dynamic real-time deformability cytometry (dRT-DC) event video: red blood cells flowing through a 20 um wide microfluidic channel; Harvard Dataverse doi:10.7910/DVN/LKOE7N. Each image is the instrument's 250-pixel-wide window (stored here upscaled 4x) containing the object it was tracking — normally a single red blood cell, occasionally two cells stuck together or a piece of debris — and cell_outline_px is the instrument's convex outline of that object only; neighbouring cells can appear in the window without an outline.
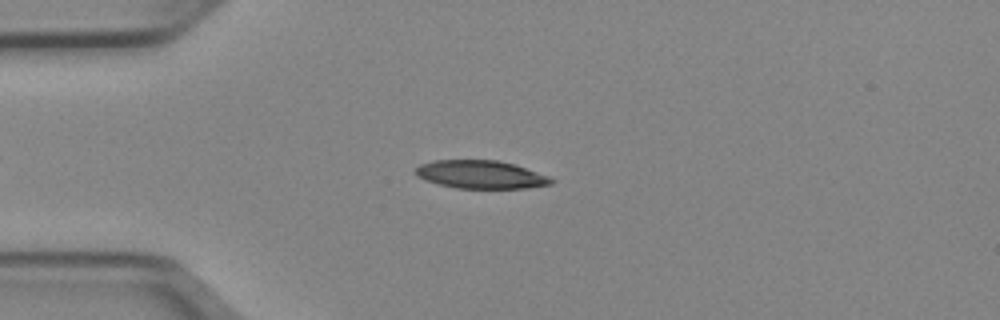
{"species": "Egyptian fruit bat (a non-hibernating species)", "species_latin": "Rousettus aegyptiacus", "temperature_condition": "cold", "stored_images_in_passage": 50, "camera_frame_rate_fps": 3000, "um_per_image_px": 0.085, "animal": {"sex": "female"}, "frame": {"image": 1, "passage_image": 12, "time_ms": 3.667, "image_size_px": [1000, 320], "cell_outline_px": [[556, 180], [552, 184], [524, 188], [456, 188], [436, 184], [424, 180], [416, 176], [412, 172], [420, 164], [432, 160], [496, 160], [516, 164], [548, 176]], "centroid_in_image_um": [40.82, 14.83], "position_along_channel_um": 44.2, "area_um2": 22.48}}
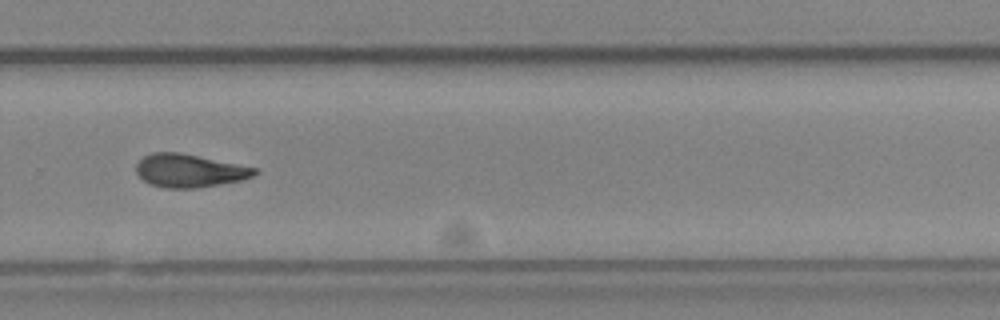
{"frame": {"image": 2, "passage_image": 34, "time_ms": 11.0, "image_size_px": [1000, 320], "cell_outline_px": [[260, 172], [252, 176], [240, 180], [196, 188], [168, 188], [152, 184], [144, 180], [136, 172], [136, 164], [144, 156], [152, 152], [180, 152], [256, 168]], "centroid_in_image_um": [16.08, 14.49], "position_along_channel_um": 313.7, "area_um2": 22.54}}
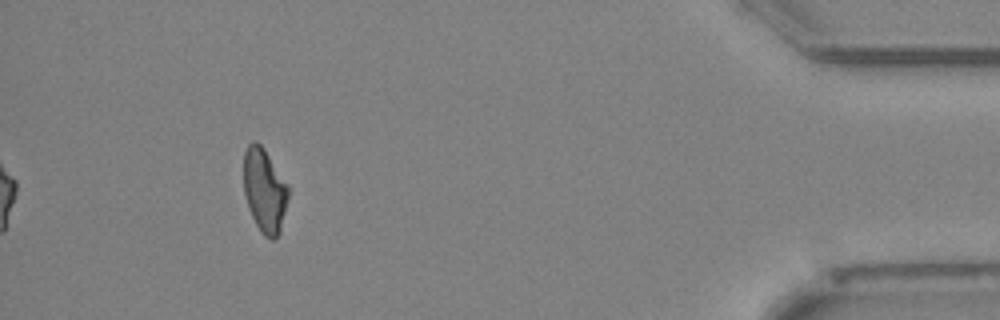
{"frame": {"image": 3, "passage_image": 46, "time_ms": 15.0, "image_size_px": [1000, 320], "cell_outline_px": [[288, 200], [280, 232], [272, 240], [264, 236], [260, 232], [252, 216], [244, 192], [244, 152], [248, 144], [252, 140], [256, 140], [264, 148], [288, 184]], "centroid_in_image_um": [22.49, 16.16], "position_along_channel_um": 412.7, "area_um2": 21.85}, "authors_computed_cell_mechanics": {"area_um2": 22.6865, "velocity_mm_per_s": 3.975, "shape_relaxation_time_tau1_ms": 8.1575, "shape_relaxation_time_tau2_ms": null, "deformation_change_tau1": 0.1977, "deformation_change_tau2": null}}